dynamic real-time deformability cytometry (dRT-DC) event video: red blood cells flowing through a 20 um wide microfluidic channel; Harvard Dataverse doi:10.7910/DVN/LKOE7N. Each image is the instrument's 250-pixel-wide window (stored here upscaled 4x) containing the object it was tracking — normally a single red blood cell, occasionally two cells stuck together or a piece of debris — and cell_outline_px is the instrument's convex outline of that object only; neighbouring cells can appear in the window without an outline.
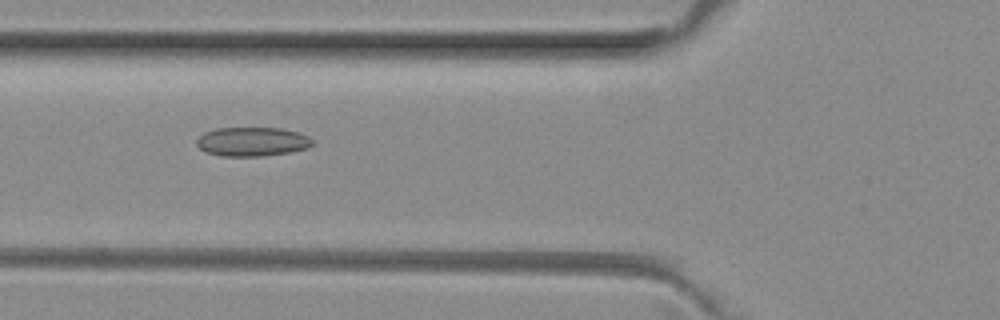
{"species": "common noctule bat (a hibernating species)", "species_latin": "Nyctalus noctula", "temperature_condition": "room temperature", "stored_images_in_passage": 7, "camera_frame_rate_fps": 3000, "um_per_image_px": 0.085, "animal": {"sex": "female", "body_mass_g": 29.2, "forearm_length_mm": 56.3}, "frame": {"image": 1, "passage_image": 5, "time_ms": 1.333, "image_size_px": [1000, 320], "cell_outline_px": [[316, 144], [308, 148], [292, 152], [260, 156], [220, 156], [204, 152], [196, 144], [196, 140], [204, 132], [216, 128], [284, 128], [300, 132], [308, 136]], "centroid_in_image_um": [21.47, 12.04], "position_along_channel_um": 104.3, "area_um2": 19.94}}
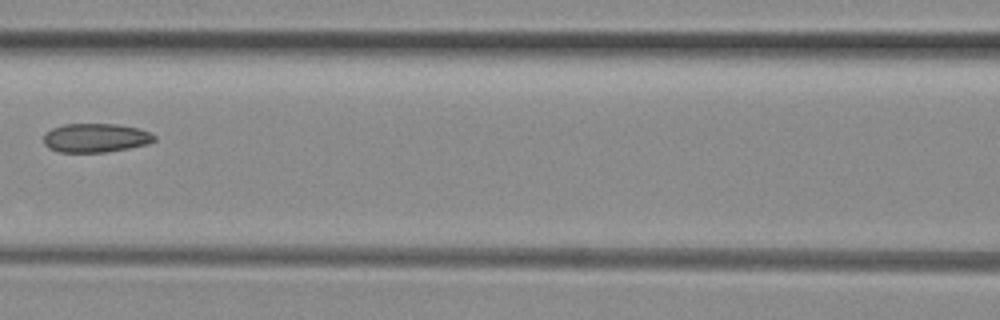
{"frame": {"image": 2, "passage_image": 6, "time_ms": 1.667, "image_size_px": [1000, 320], "cell_outline_px": [[156, 140], [148, 144], [128, 148], [104, 152], [60, 152], [48, 148], [44, 144], [44, 132], [52, 128], [64, 124], [116, 124], [140, 128], [152, 132], [156, 136]], "centroid_in_image_um": [8.15, 11.71], "position_along_channel_um": 158.5, "area_um2": 18.84}}
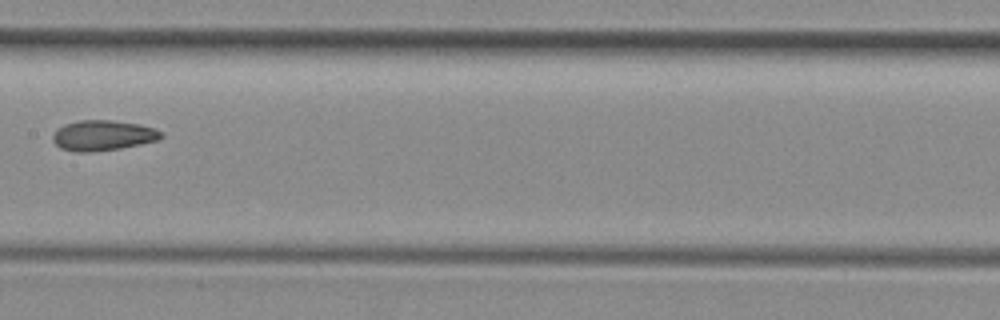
{"frame": {"image": 3, "passage_image": 7, "time_ms": 2.0, "image_size_px": [1000, 320], "cell_outline_px": [[164, 136], [160, 140], [120, 148], [92, 152], [76, 152], [60, 148], [52, 140], [52, 136], [56, 128], [64, 124], [80, 120], [112, 120], [140, 124], [152, 128], [160, 132]], "centroid_in_image_um": [8.72, 11.51], "position_along_channel_um": 198.7, "area_um2": 19.25}}